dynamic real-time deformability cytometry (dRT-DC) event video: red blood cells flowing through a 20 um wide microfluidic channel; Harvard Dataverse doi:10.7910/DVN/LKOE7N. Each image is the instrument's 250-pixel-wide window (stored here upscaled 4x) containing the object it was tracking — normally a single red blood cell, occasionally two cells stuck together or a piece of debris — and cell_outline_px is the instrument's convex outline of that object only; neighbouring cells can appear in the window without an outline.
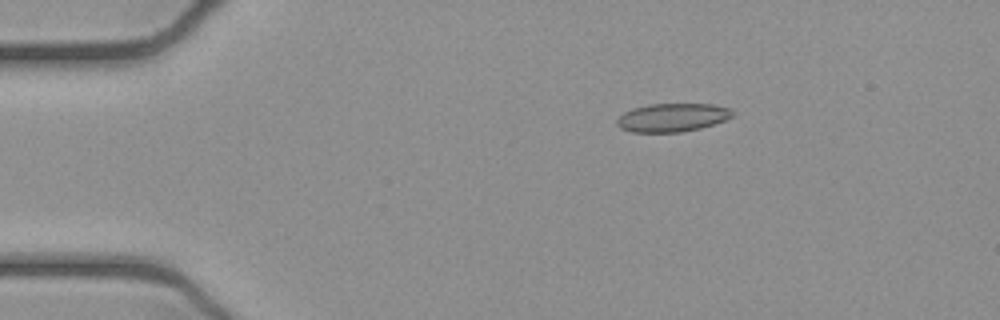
{"species": "common noctule bat (a hibernating species)", "species_latin": "Nyctalus noctula", "temperature_condition": "cold", "stored_images_in_passage": 44, "camera_frame_rate_fps": 3000, "um_per_image_px": 0.085, "animal": {"sex": "female", "body_mass_g": 21.9}, "frame": {"image": 1, "passage_image": 1, "time_ms": 0.0, "image_size_px": [1000, 320], "cell_outline_px": [[736, 116], [700, 128], [680, 132], [632, 132], [620, 128], [616, 124], [616, 120], [624, 112], [632, 108], [648, 104], [716, 104], [732, 108], [736, 112]], "centroid_in_image_um": [57.19, 9.97], "position_along_channel_um": 27.8, "area_um2": 19.36}}
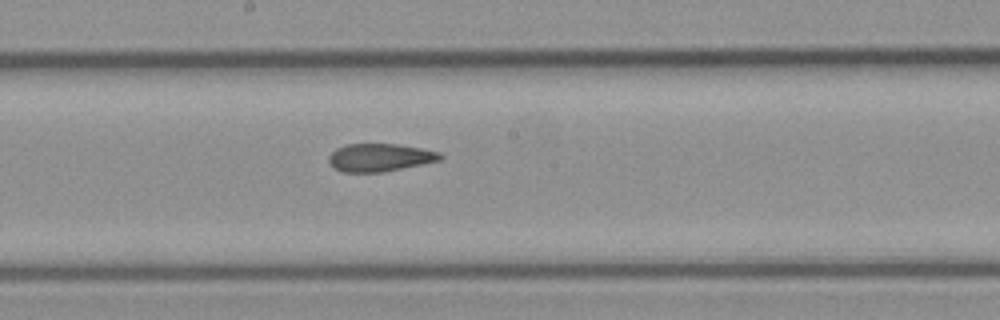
{"frame": {"image": 2, "passage_image": 20, "time_ms": 6.333, "image_size_px": [1000, 320], "cell_outline_px": [[444, 156], [440, 160], [384, 172], [344, 172], [336, 168], [328, 160], [328, 156], [336, 148], [348, 144], [396, 144], [420, 148], [440, 152]], "centroid_in_image_um": [32.29, 13.38], "position_along_channel_um": 215.9, "area_um2": 17.92}}
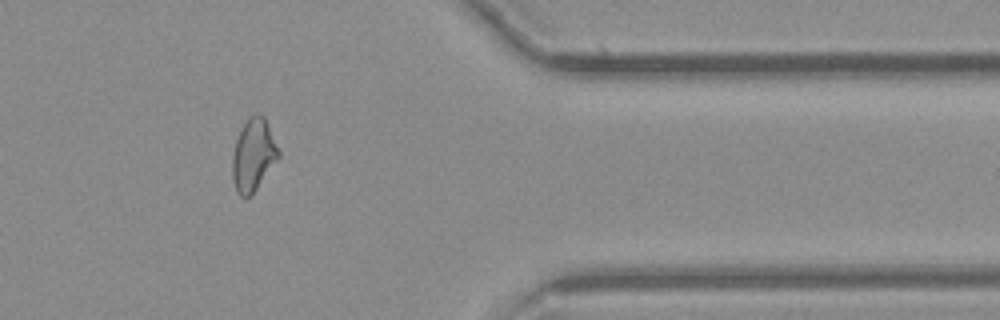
{"frame": {"image": 3, "passage_image": 35, "time_ms": 11.333, "image_size_px": [1000, 320], "cell_outline_px": [[280, 156], [252, 196], [240, 196], [236, 192], [232, 176], [232, 156], [236, 140], [240, 128], [248, 116], [256, 112], [264, 116], [280, 152]], "centroid_in_image_um": [21.52, 13.16], "position_along_channel_um": 389.9, "area_um2": 19.65}, "authors_computed_cell_mechanics": {"area_um2": 19.2474, "velocity_mm_per_s": 3.9036, "shape_relaxation_time_tau1_ms": 10.3593, "shape_relaxation_time_tau2_ms": 1.2863, "deformation_change_tau1": 0.2075, "deformation_change_tau2": 0.0849}}